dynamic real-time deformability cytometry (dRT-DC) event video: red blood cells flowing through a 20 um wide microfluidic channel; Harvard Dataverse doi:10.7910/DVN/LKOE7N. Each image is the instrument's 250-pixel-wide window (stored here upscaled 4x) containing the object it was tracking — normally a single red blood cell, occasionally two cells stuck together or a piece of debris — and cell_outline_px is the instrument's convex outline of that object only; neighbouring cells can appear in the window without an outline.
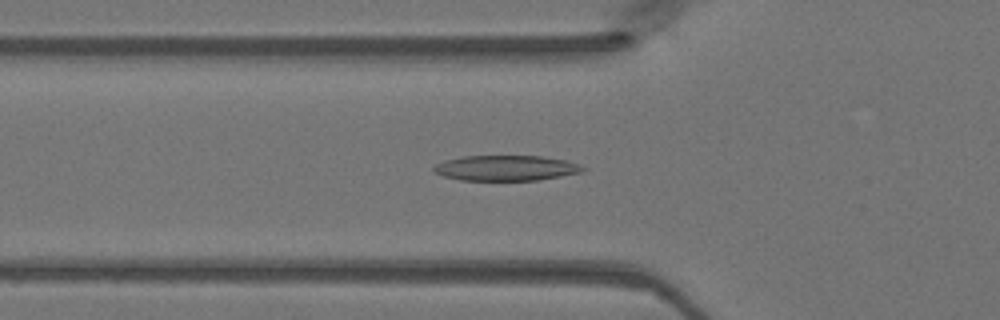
{"species": "Egyptian fruit bat (a non-hibernating species)", "species_latin": "Rousettus aegyptiacus", "temperature_condition": "warm", "stored_images_in_passage": 40, "camera_frame_rate_fps": 3000, "um_per_image_px": 0.085, "animal": {"sex": "female"}, "frame": {"image": 1, "passage_image": 15, "time_ms": 4.667, "image_size_px": [1000, 320], "cell_outline_px": [[588, 168], [580, 172], [540, 180], [460, 180], [444, 176], [432, 172], [432, 168], [436, 164], [444, 160], [464, 156], [540, 156], [564, 160]], "centroid_in_image_um": [42.95, 14.28], "position_along_channel_um": 82.9, "area_um2": 21.91}}
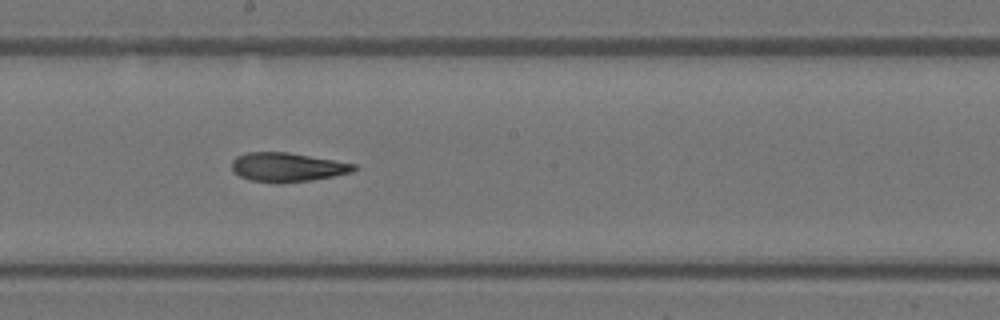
{"frame": {"image": 2, "passage_image": 25, "time_ms": 8.0, "image_size_px": [1000, 320], "cell_outline_px": [[360, 168], [352, 172], [312, 180], [280, 184], [276, 184], [248, 180], [232, 172], [232, 160], [236, 156], [248, 152], [288, 152], [356, 164]], "centroid_in_image_um": [24.4, 14.22], "position_along_channel_um": 223.8, "area_um2": 20.98}}
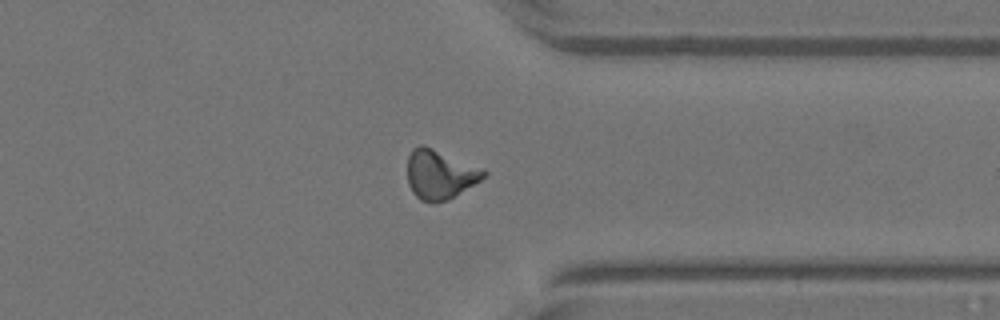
{"frame": {"image": 3, "passage_image": 36, "time_ms": 11.667, "image_size_px": [1000, 320], "cell_outline_px": [[488, 172], [480, 180], [448, 200], [420, 200], [412, 192], [408, 184], [408, 156], [412, 148], [420, 144], [424, 144], [484, 168]], "centroid_in_image_um": [37.39, 14.77], "position_along_channel_um": 374.0, "area_um2": 21.79}}